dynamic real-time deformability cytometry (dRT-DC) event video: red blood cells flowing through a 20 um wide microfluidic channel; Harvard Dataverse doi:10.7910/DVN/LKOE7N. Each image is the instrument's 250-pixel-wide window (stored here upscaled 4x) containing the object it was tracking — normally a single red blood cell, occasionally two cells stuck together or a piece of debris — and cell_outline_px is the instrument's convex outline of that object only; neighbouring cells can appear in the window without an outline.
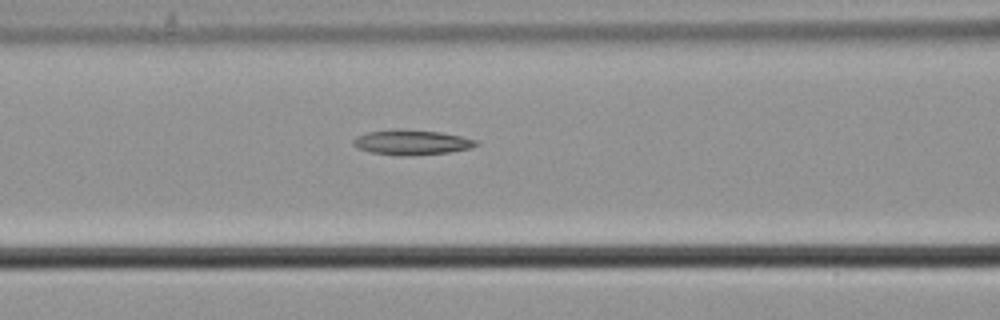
{"species": "common noctule bat (a hibernating species)", "species_latin": "Nyctalus noctula", "temperature_condition": "cold", "stored_images_in_passage": 4, "camera_frame_rate_fps": 3000, "um_per_image_px": 0.085, "animal": {"sex": "male", "body_mass_g": 21.5, "forearm_length_mm": 52.0}, "frame": {"image": 1, "passage_image": 4, "time_ms": 1.0, "image_size_px": [1000, 320], "cell_outline_px": [[480, 144], [472, 148], [448, 152], [412, 156], [400, 156], [372, 152], [356, 148], [352, 144], [352, 140], [356, 136], [368, 132], [392, 128], [400, 128], [440, 132], [460, 136], [476, 140]], "centroid_in_image_um": [34.96, 12.09], "position_along_channel_um": 131.6, "area_um2": 18.21}}